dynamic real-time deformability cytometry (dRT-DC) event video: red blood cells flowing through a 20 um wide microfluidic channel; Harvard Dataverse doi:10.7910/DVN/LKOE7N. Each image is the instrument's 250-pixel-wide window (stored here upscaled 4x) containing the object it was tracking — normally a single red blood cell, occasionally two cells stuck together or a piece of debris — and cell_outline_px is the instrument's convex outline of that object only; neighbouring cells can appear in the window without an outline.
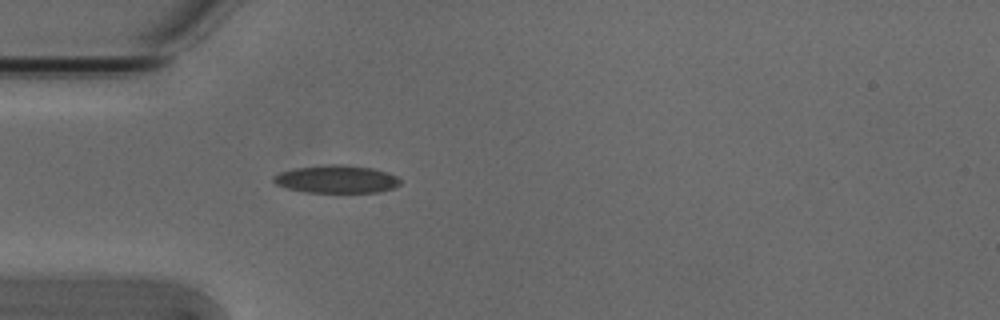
{"species": "Egyptian fruit bat (a non-hibernating species)", "species_latin": "Rousettus aegyptiacus", "temperature_condition": "cold", "stored_images_in_passage": 5, "camera_frame_rate_fps": 3000, "um_per_image_px": 0.085, "animal": {"sex": "male"}, "frame": {"image": 1, "passage_image": 5, "time_ms": 1.333, "image_size_px": [1000, 320], "cell_outline_px": [[400, 184], [392, 188], [380, 192], [304, 192], [288, 188], [276, 184], [272, 180], [272, 176], [280, 172], [296, 168], [328, 164], [336, 164], [372, 168], [396, 176], [400, 180]], "centroid_in_image_um": [28.57, 15.23], "position_along_channel_um": 56.4, "area_um2": 20.29}}